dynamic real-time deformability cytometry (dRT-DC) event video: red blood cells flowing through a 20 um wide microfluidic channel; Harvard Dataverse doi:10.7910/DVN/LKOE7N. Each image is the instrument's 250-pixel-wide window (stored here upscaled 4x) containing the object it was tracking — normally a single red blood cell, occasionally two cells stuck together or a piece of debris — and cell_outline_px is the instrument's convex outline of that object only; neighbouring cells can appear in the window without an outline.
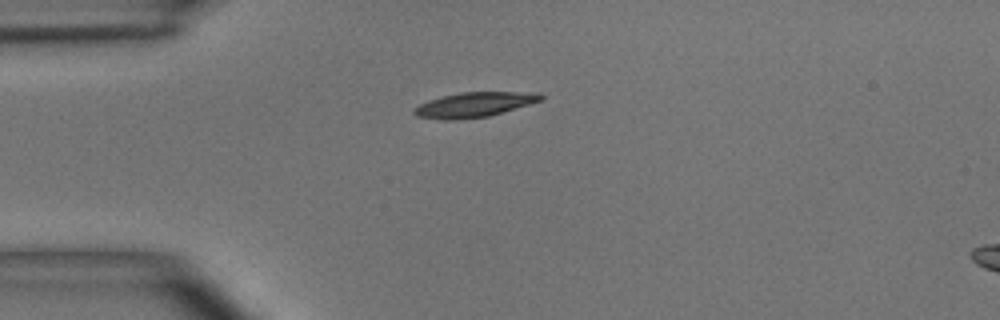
{"species": "common noctule bat (a hibernating species)", "species_latin": "Nyctalus noctula", "temperature_condition": "room temperature", "stored_images_in_passage": 2, "camera_frame_rate_fps": 3000, "um_per_image_px": 0.085, "animal": {"sex": "male", "body_mass_g": 15.6}, "frame": {"image": 1, "passage_image": 1, "time_ms": 0.0, "image_size_px": [1000, 320], "cell_outline_px": [[544, 100], [488, 116], [456, 120], [444, 120], [416, 116], [412, 112], [420, 104], [428, 100], [460, 92], [540, 92], [544, 96]], "centroid_in_image_um": [40.35, 8.89], "position_along_channel_um": 44.6, "area_um2": 18.32}}